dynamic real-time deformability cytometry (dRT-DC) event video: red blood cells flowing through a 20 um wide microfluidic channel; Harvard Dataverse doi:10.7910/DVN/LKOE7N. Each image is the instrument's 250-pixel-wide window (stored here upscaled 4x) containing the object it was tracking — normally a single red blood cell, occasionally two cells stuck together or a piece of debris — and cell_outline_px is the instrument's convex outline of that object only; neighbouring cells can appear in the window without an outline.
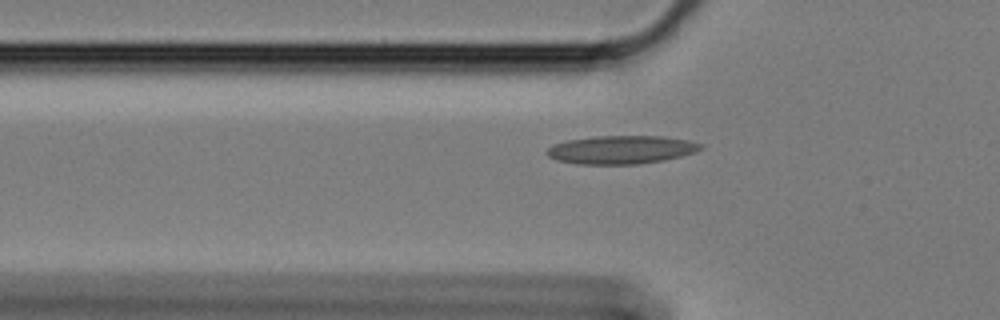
{"species": "Egyptian fruit bat (a non-hibernating species)", "species_latin": "Rousettus aegyptiacus", "temperature_condition": "cold", "stored_images_in_passage": 45, "camera_frame_rate_fps": 3000, "um_per_image_px": 0.085, "animal": {"sex": "female"}, "frame": {"image": 1, "passage_image": 11, "time_ms": 3.333, "image_size_px": [1000, 320], "cell_outline_px": [[704, 148], [696, 152], [664, 160], [636, 164], [580, 164], [556, 160], [548, 156], [544, 152], [552, 144], [568, 140], [592, 136], [664, 136], [688, 140], [704, 144]], "centroid_in_image_um": [52.81, 12.72], "position_along_channel_um": 73.0, "area_um2": 25.55}}
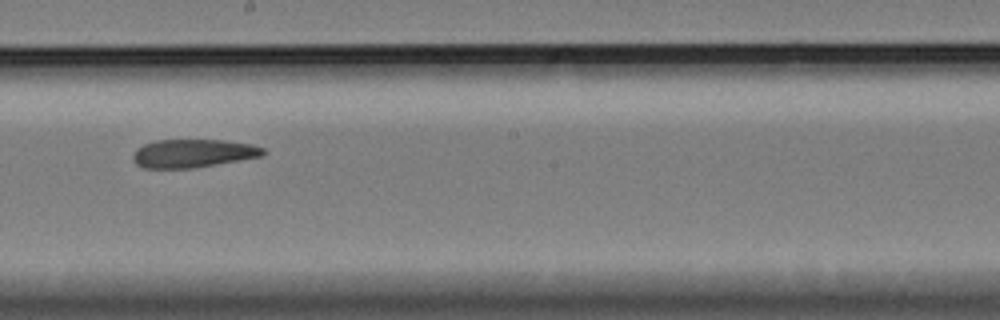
{"frame": {"image": 2, "passage_image": 25, "time_ms": 8.0, "image_size_px": [1000, 320], "cell_outline_px": [[268, 152], [264, 156], [192, 168], [144, 168], [136, 164], [132, 160], [132, 156], [136, 148], [144, 144], [156, 140], [224, 140], [252, 144], [264, 148]], "centroid_in_image_um": [16.42, 13.03], "position_along_channel_um": 231.8, "area_um2": 21.62}}
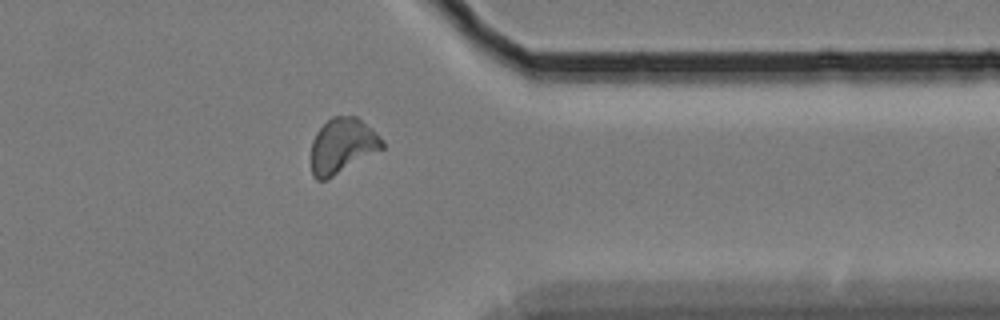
{"frame": {"image": 3, "passage_image": 39, "time_ms": 12.667, "image_size_px": [1000, 320], "cell_outline_px": [[384, 148], [332, 176], [324, 180], [316, 180], [312, 176], [312, 140], [316, 132], [332, 116], [356, 116], [372, 128], [384, 140]], "centroid_in_image_um": [29.11, 12.37], "position_along_channel_um": 382.3, "area_um2": 22.6}}